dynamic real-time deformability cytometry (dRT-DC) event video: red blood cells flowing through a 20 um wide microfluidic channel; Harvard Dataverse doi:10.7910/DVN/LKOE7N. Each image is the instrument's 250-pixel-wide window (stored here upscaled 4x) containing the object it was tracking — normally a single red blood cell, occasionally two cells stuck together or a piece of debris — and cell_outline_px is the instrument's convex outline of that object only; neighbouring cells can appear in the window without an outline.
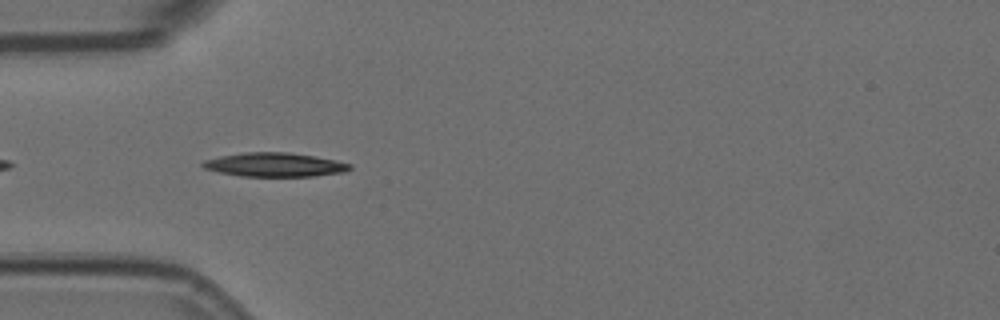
{"species": "Egyptian fruit bat (a non-hibernating species)", "species_latin": "Rousettus aegyptiacus", "temperature_condition": "room temperature", "stored_images_in_passage": 2, "camera_frame_rate_fps": 3000, "um_per_image_px": 0.085, "animal": {"sex": "female"}, "frame": {"image": 1, "passage_image": 1, "time_ms": 0.0, "image_size_px": [1000, 320], "cell_outline_px": [[352, 168], [344, 172], [312, 176], [240, 176], [220, 172], [204, 168], [200, 164], [204, 160], [220, 156], [248, 152], [288, 152], [336, 160], [352, 164]], "centroid_in_image_um": [23.35, 14.0], "position_along_channel_um": 61.6, "area_um2": 20.35}}
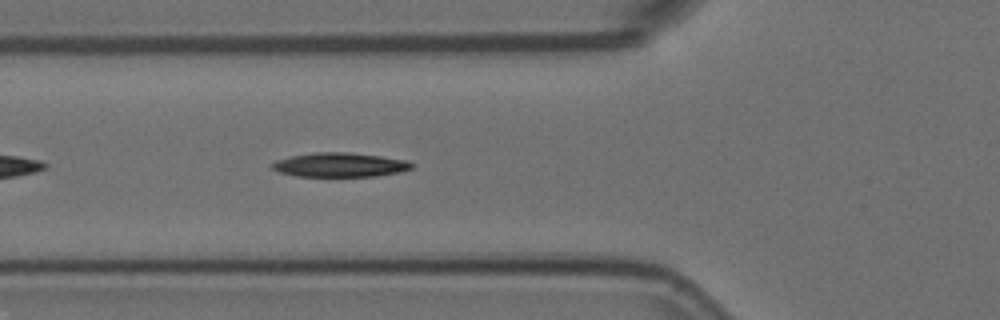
{"frame": {"image": 2, "passage_image": 2, "time_ms": 0.333, "image_size_px": [1000, 320], "cell_outline_px": [[416, 164], [412, 168], [400, 172], [376, 176], [296, 176], [280, 172], [272, 168], [268, 164], [276, 160], [292, 156], [316, 152], [348, 152], [380, 156], [408, 160]], "centroid_in_image_um": [28.91, 14.01], "position_along_channel_um": 96.9, "area_um2": 19.77}}